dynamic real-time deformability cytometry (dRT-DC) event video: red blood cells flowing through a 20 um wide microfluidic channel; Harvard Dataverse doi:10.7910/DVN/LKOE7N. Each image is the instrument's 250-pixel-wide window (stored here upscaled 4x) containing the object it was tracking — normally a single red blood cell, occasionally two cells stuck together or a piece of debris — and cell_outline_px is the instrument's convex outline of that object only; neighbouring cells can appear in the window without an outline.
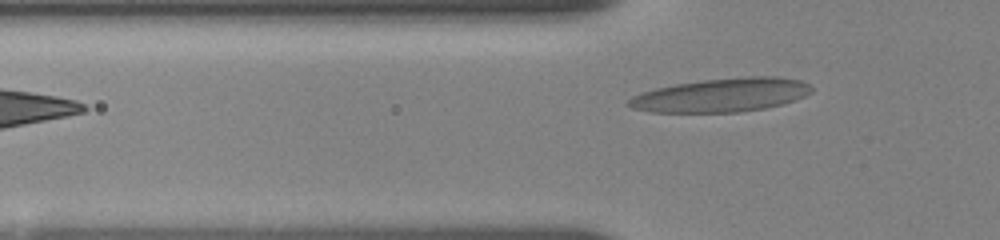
{"species": "human", "species_latin": "Homo sapiens", "temperature_condition": "room temperature", "stored_images_in_passage": 3, "segment_of_instrument_passage": [2, 2], "camera_frame_rate_fps": 3000, "um_per_image_px": 0.085, "donor": {"sex": "female"}, "frame": {"image": 1, "passage_image": 3, "time_ms": 2.333, "image_size_px": [1000, 240], "cell_outline_px": [[812, 92], [804, 96], [780, 104], [764, 108], [736, 112], [652, 112], [632, 108], [628, 104], [628, 100], [632, 96], [640, 92], [656, 88], [676, 84], [704, 80], [748, 76], [776, 76], [800, 80], [812, 84]], "centroid_in_image_um": [61.33, 8.07], "position_along_channel_um": 64.5, "area_um2": 35.72}}